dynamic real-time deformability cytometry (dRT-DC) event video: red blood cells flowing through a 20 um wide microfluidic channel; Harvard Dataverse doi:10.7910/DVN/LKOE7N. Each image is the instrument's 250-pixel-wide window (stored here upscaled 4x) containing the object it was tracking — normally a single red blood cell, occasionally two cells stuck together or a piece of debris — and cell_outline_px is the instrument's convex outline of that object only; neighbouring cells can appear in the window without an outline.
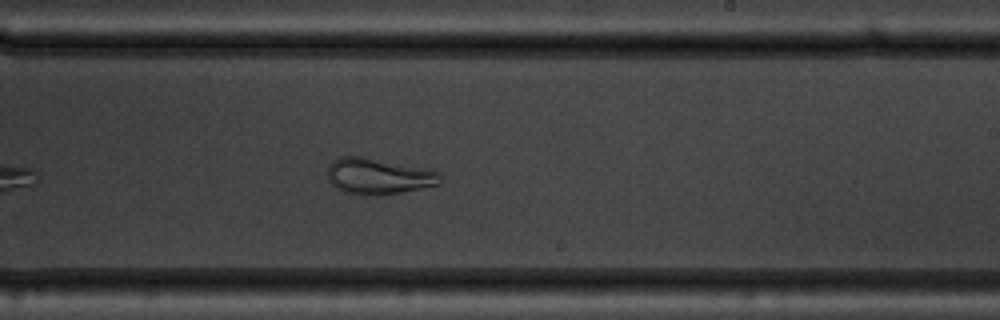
{"species": "common noctule bat (a hibernating species)", "species_latin": "Nyctalus noctula", "temperature_condition": "warm", "stored_images_in_passage": 35, "camera_frame_rate_fps": 3000, "um_per_image_px": 0.085, "animal": {"sex": "male", "body_mass_g": 19.5, "forearm_length_mm": 54.6}, "frame": {"image": 1, "passage_image": 20, "time_ms": 6.333, "image_size_px": [1000, 320], "cell_outline_px": [[444, 180], [440, 184], [380, 196], [360, 196], [344, 192], [336, 188], [328, 180], [328, 168], [332, 160], [340, 156], [360, 156], [440, 172], [444, 176]], "centroid_in_image_um": [32.15, 15.01], "position_along_channel_um": 256.9, "area_um2": 23.76}, "authors_computed_cell_mechanics": {"area_um2": 28.0908, "velocity_mm_per_s": 3.6738, "shape_relaxation_time_tau1_ms": 4.3587, "shape_relaxation_time_tau2_ms": null, "deformation_change_tau1": 0.1521, "deformation_change_tau2": null}}